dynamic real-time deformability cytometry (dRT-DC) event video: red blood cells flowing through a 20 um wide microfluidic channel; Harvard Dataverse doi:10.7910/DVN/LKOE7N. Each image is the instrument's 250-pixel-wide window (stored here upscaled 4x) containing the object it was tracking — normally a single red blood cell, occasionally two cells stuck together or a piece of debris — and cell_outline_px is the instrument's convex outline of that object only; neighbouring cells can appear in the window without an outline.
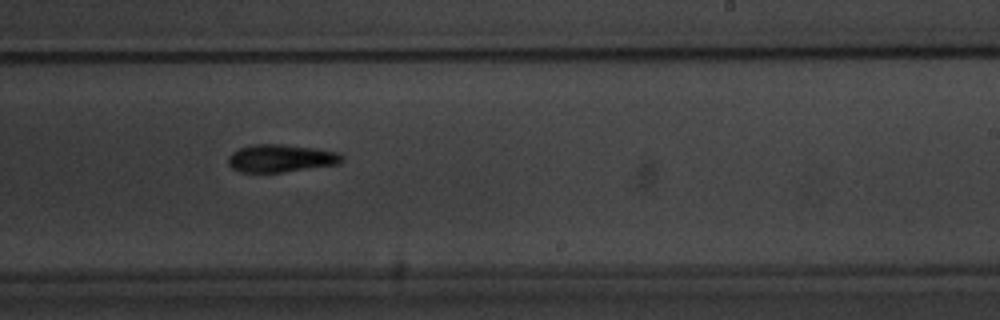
{"species": "common noctule bat (a hibernating species)", "species_latin": "Nyctalus noctula", "temperature_condition": "warm", "stored_images_in_passage": 14, "camera_frame_rate_fps": 3000, "um_per_image_px": 0.085, "animal": {"sex": "male", "body_mass_g": 20.1, "forearm_length_mm": 53.5}, "frame": {"image": 1, "passage_image": 12, "time_ms": 13.667, "image_size_px": [1000, 320], "cell_outline_px": [[344, 160], [340, 164], [280, 172], [240, 172], [232, 168], [228, 164], [228, 156], [232, 152], [240, 148], [252, 144], [280, 144], [312, 148], [340, 152], [344, 156]], "centroid_in_image_um": [23.88, 13.45], "position_along_channel_um": 265.1, "area_um2": 18.38}}